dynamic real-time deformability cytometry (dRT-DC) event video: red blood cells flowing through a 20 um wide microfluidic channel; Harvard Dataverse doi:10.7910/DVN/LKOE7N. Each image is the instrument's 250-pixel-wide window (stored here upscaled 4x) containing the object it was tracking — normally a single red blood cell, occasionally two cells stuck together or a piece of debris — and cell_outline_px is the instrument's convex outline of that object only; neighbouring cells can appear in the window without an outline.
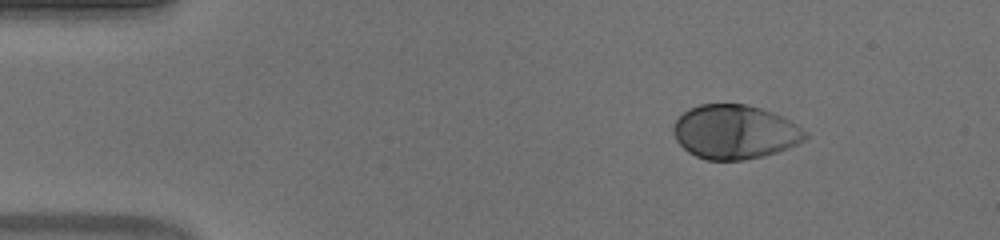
{"species": "human", "species_latin": "Homo sapiens", "temperature_condition": "warm", "stored_images_in_passage": 46, "camera_frame_rate_fps": 3000, "um_per_image_px": 0.085, "donor": {"sex": "male"}, "frame": {"image": 1, "passage_image": 1, "time_ms": 0.0, "image_size_px": [1000, 240], "cell_outline_px": [[808, 136], [804, 140], [788, 148], [764, 156], [744, 160], [704, 160], [688, 152], [676, 140], [672, 128], [676, 120], [688, 108], [700, 104], [748, 104], [772, 112], [796, 124], [808, 132]], "centroid_in_image_um": [62.45, 11.22], "position_along_channel_um": 22.6, "area_um2": 41.62}}
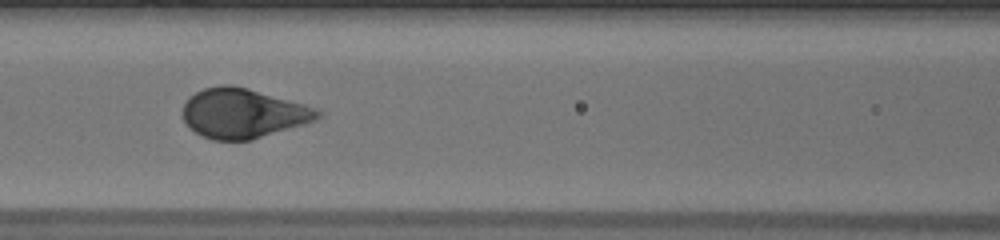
{"frame": {"image": 2, "passage_image": 17, "time_ms": 5.333, "image_size_px": [1000, 240], "cell_outline_px": [[324, 116], [316, 120], [304, 124], [252, 140], [212, 140], [196, 132], [184, 120], [184, 104], [196, 92], [204, 88], [220, 84], [232, 84], [248, 88], [320, 108], [324, 112]], "centroid_in_image_um": [20.75, 9.62], "position_along_channel_um": 145.9, "area_um2": 39.07}}
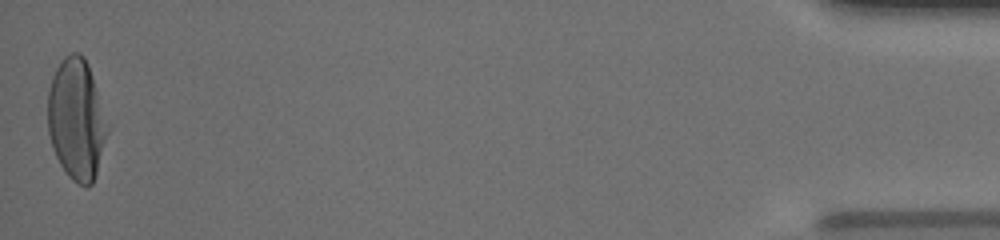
{"frame": {"image": 3, "passage_image": 46, "time_ms": 15.0, "image_size_px": [1000, 240], "cell_outline_px": [[112, 124], [92, 184], [88, 188], [84, 188], [72, 180], [68, 176], [60, 164], [52, 148], [48, 132], [48, 92], [52, 76], [56, 68], [64, 56], [72, 52], [80, 52], [84, 56], [88, 64]], "centroid_in_image_um": [6.55, 10.14], "position_along_channel_um": 428.6, "area_um2": 43.23}, "authors_computed_cell_mechanics": {"area_um2": 40.2288, "velocity_mm_per_s": 3.8871, "shape_relaxation_time_tau1_ms": 2.3295, "shape_relaxation_time_tau2_ms": null, "deformation_change_tau1": 0.1907, "deformation_change_tau2": null}}